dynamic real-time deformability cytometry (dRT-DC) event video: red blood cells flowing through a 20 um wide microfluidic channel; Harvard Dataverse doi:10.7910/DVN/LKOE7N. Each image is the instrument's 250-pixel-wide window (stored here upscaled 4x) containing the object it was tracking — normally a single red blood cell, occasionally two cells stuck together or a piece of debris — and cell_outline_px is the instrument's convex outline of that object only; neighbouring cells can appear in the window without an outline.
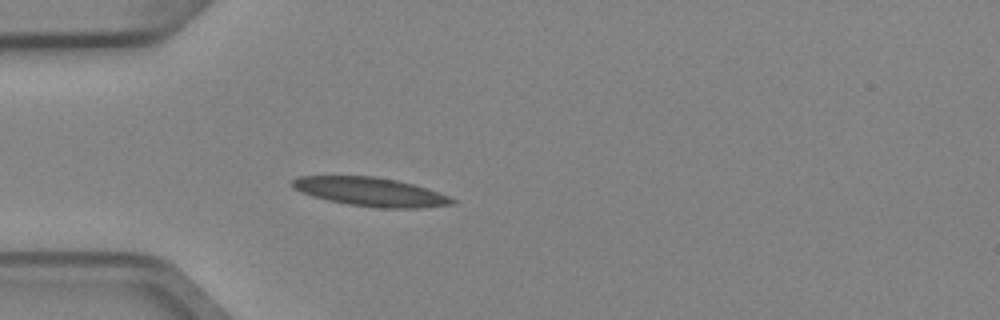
{"species": "Egyptian fruit bat (a non-hibernating species)", "species_latin": "Rousettus aegyptiacus", "temperature_condition": "cold", "stored_images_in_passage": 4, "camera_frame_rate_fps": 3000, "um_per_image_px": 0.085, "animal": {"sex": "female"}, "frame": {"image": 1, "passage_image": 4, "time_ms": 1.0, "image_size_px": [1000, 320], "cell_outline_px": [[456, 204], [420, 208], [380, 208], [348, 204], [328, 200], [312, 196], [300, 192], [292, 188], [292, 180], [296, 176], [376, 176], [396, 180], [428, 188], [440, 192], [456, 200]], "centroid_in_image_um": [31.5, 16.3], "position_along_channel_um": 53.5, "area_um2": 26.93}}